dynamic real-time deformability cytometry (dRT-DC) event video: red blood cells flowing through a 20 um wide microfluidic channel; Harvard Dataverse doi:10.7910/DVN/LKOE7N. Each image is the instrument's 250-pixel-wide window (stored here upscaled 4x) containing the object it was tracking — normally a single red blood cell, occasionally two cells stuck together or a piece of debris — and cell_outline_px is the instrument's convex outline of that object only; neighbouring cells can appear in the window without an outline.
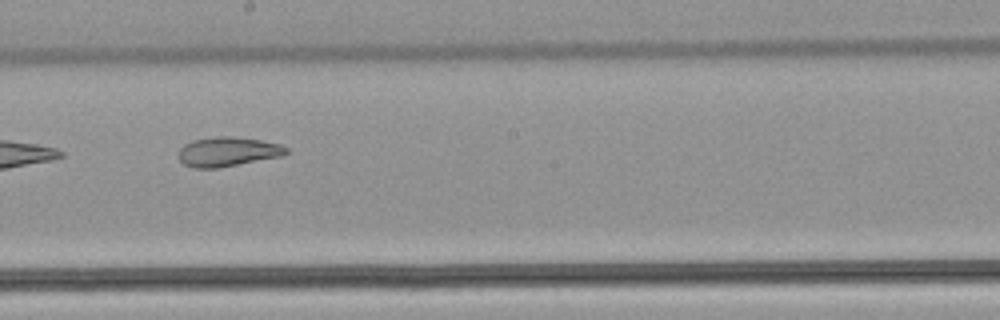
{"species": "common noctule bat (a hibernating species)", "species_latin": "Nyctalus noctula", "temperature_condition": "warm", "stored_images_in_passage": 9, "camera_frame_rate_fps": 3000, "um_per_image_px": 0.085, "animal": {"sex": "male", "body_mass_g": 21.5, "forearm_length_mm": 52.0}, "frame": {"image": 1, "passage_image": 9, "time_ms": 2.667, "image_size_px": [1000, 320], "cell_outline_px": [[292, 152], [280, 156], [216, 168], [192, 168], [184, 164], [180, 160], [180, 148], [184, 144], [192, 140], [216, 136], [232, 136], [260, 140], [280, 144], [288, 148]], "centroid_in_image_um": [19.37, 12.88], "position_along_channel_um": 228.8, "area_um2": 18.38}}